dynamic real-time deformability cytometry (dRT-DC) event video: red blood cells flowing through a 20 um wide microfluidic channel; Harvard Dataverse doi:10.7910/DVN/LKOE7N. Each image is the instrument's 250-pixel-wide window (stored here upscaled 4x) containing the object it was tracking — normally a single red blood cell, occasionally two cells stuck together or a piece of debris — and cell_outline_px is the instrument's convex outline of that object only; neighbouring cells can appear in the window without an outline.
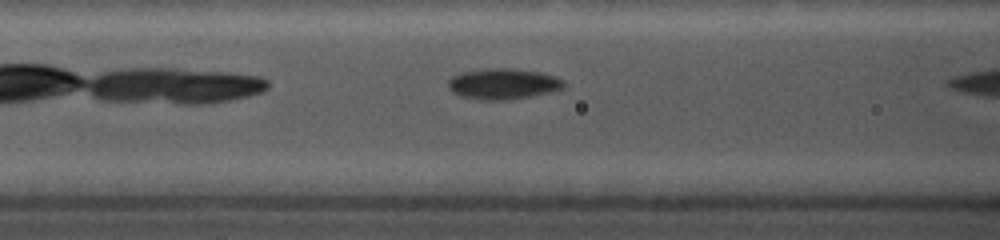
{"species": "common noctule bat (a hibernating species)", "species_latin": "Nyctalus noctula", "temperature_condition": "cold", "stored_images_in_passage": 8, "camera_frame_rate_fps": 5000, "um_per_image_px": 0.085, "animal": {"sex": "female", "body_mass_g": 19.0, "forearm_length_mm": 56.7}, "frame": {"image": 1, "passage_image": 7, "time_ms": 2.4, "image_size_px": [1000, 240], "cell_outline_px": [[564, 88], [552, 92], [532, 96], [508, 100], [480, 100], [460, 96], [452, 92], [448, 88], [448, 80], [452, 76], [464, 72], [484, 68], [512, 68], [540, 72], [556, 76], [564, 80]], "centroid_in_image_um": [42.78, 7.13], "position_along_channel_um": 123.8, "area_um2": 21.04}}